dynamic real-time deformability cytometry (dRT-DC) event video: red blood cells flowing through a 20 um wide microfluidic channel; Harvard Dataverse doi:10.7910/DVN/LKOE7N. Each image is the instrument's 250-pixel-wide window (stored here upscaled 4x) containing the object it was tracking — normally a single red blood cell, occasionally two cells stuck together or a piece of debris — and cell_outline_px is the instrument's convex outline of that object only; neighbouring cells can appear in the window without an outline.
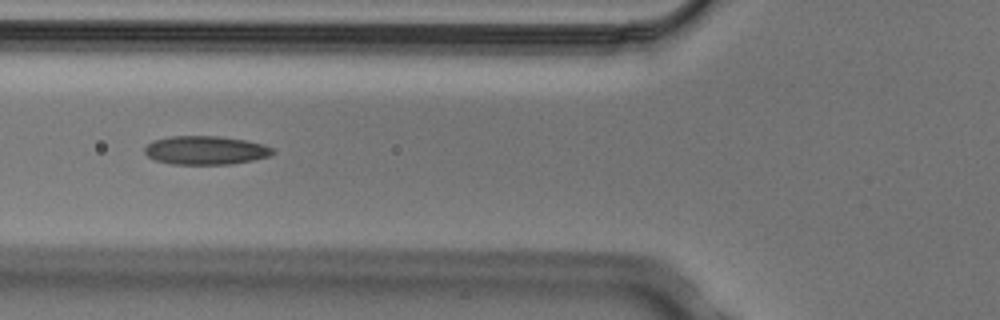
{"species": "Egyptian fruit bat (a non-hibernating species)", "species_latin": "Rousettus aegyptiacus", "temperature_condition": "cold", "stored_images_in_passage": 9, "camera_frame_rate_fps": 3000, "um_per_image_px": 0.085, "animal": {"sex": "male"}, "frame": {"image": 1, "passage_image": 6, "time_ms": 1.667, "image_size_px": [1000, 320], "cell_outline_px": [[276, 152], [268, 156], [252, 160], [232, 164], [172, 164], [156, 160], [148, 156], [144, 152], [144, 148], [152, 140], [172, 136], [220, 136], [244, 140], [264, 144], [272, 148]], "centroid_in_image_um": [17.47, 12.77], "position_along_channel_um": 108.3, "area_um2": 21.33}}
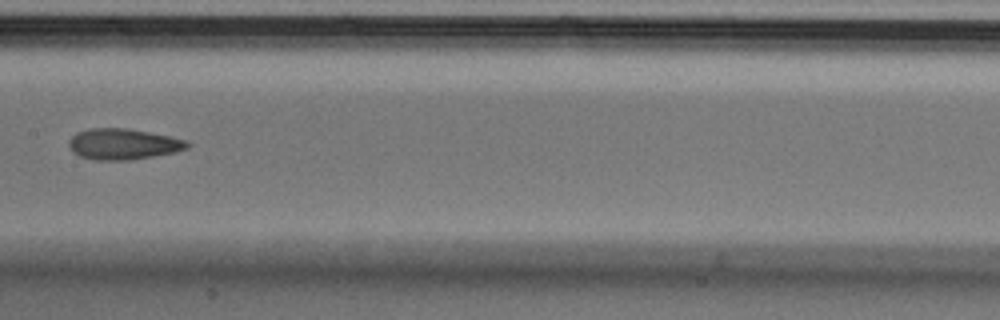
{"frame": {"image": 2, "passage_image": 8, "time_ms": 2.333, "image_size_px": [1000, 320], "cell_outline_px": [[192, 144], [188, 148], [176, 152], [128, 160], [92, 160], [80, 156], [72, 152], [68, 144], [68, 140], [76, 132], [88, 128], [128, 128], [188, 140]], "centroid_in_image_um": [10.45, 12.24], "position_along_channel_um": 196.9, "area_um2": 21.5}}
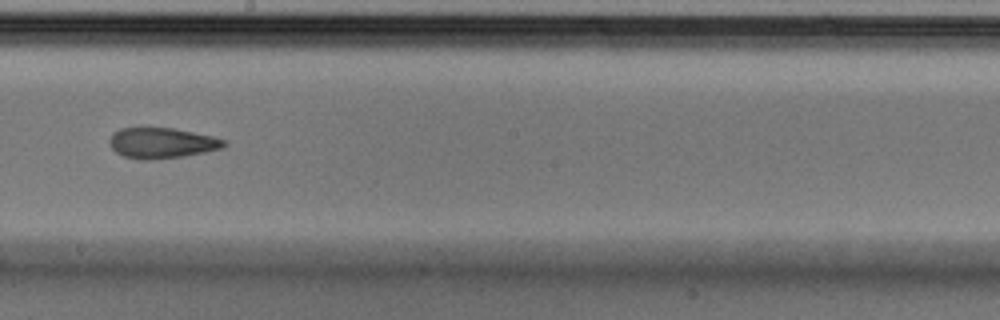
{"frame": {"image": 3, "passage_image": 9, "time_ms": 2.667, "image_size_px": [1000, 320], "cell_outline_px": [[228, 144], [224, 148], [184, 156], [148, 160], [140, 160], [124, 156], [116, 152], [112, 148], [108, 140], [112, 132], [120, 128], [172, 128], [212, 136], [224, 140]], "centroid_in_image_um": [13.73, 12.16], "position_along_channel_um": 234.5, "area_um2": 20.4}}